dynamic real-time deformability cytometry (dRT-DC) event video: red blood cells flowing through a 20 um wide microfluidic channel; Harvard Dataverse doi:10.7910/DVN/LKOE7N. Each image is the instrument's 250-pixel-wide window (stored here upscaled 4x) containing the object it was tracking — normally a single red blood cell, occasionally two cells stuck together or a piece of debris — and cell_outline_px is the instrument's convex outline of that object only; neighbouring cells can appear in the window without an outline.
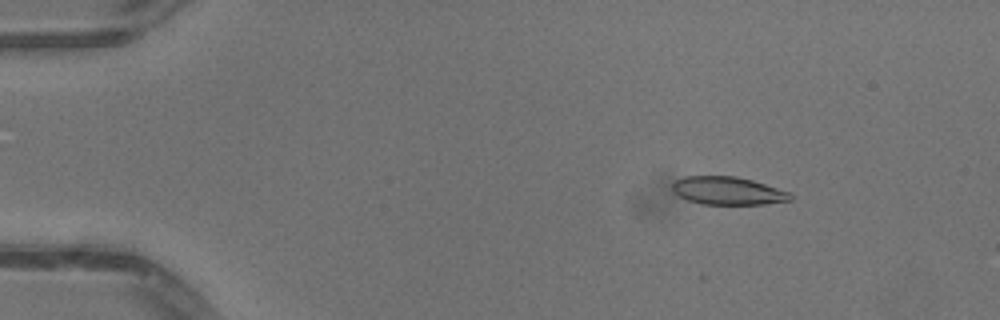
{"species": "common noctule bat (a hibernating species)", "species_latin": "Nyctalus noctula", "temperature_condition": "warm", "stored_images_in_passage": 50, "camera_frame_rate_fps": 3000, "um_per_image_px": 0.085, "animal": {"sex": "male", "body_mass_g": 13.3}, "frame": {"image": 1, "passage_image": 7, "time_ms": 2.0, "image_size_px": [1000, 320], "cell_outline_px": [[792, 200], [764, 204], [700, 204], [688, 200], [680, 196], [672, 188], [672, 184], [676, 180], [684, 176], [736, 176], [752, 180], [792, 192]], "centroid_in_image_um": [61.9, 16.21], "position_along_channel_um": 23.1, "area_um2": 19.25}}
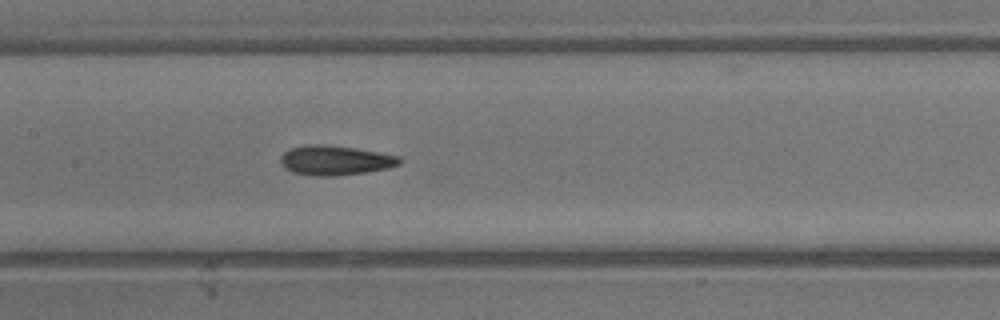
{"frame": {"image": 2, "passage_image": 25, "time_ms": 8.0, "image_size_px": [1000, 320], "cell_outline_px": [[404, 160], [400, 164], [388, 168], [340, 176], [312, 176], [292, 172], [284, 168], [280, 164], [280, 156], [284, 152], [292, 148], [308, 144], [324, 144], [352, 148], [400, 156]], "centroid_in_image_um": [28.47, 13.64], "position_along_channel_um": 178.9, "area_um2": 20.63}}
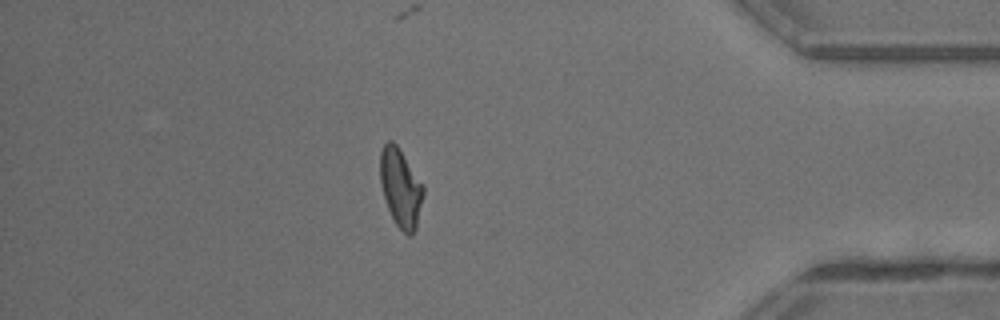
{"frame": {"image": 3, "passage_image": 44, "time_ms": 14.333, "image_size_px": [1000, 320], "cell_outline_px": [[424, 192], [416, 228], [412, 236], [408, 236], [396, 224], [388, 208], [380, 184], [380, 152], [384, 144], [388, 140], [392, 140], [396, 144], [424, 184]], "centroid_in_image_um": [34.06, 15.95], "position_along_channel_um": 401.1, "area_um2": 19.71}, "authors_computed_cell_mechanics": {"area_um2": 19.8543, "velocity_mm_per_s": 4.1023, "shape_relaxation_time_tau1_ms": null, "shape_relaxation_time_tau2_ms": 2.9799, "deformation_change_tau1": null, "deformation_change_tau2": 0.0905}}